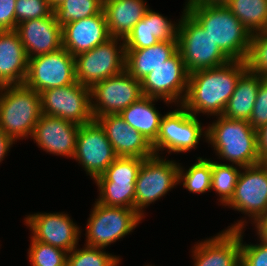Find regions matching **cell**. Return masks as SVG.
<instances>
[{"mask_svg": "<svg viewBox=\"0 0 267 266\" xmlns=\"http://www.w3.org/2000/svg\"><path fill=\"white\" fill-rule=\"evenodd\" d=\"M247 69L245 61L228 63L189 74L186 96L182 106L191 114L221 116L234 92L240 75Z\"/></svg>", "mask_w": 267, "mask_h": 266, "instance_id": "obj_1", "label": "cell"}, {"mask_svg": "<svg viewBox=\"0 0 267 266\" xmlns=\"http://www.w3.org/2000/svg\"><path fill=\"white\" fill-rule=\"evenodd\" d=\"M185 10L207 31L214 44L230 59L245 61L252 33L226 5L187 0Z\"/></svg>", "mask_w": 267, "mask_h": 266, "instance_id": "obj_2", "label": "cell"}, {"mask_svg": "<svg viewBox=\"0 0 267 266\" xmlns=\"http://www.w3.org/2000/svg\"><path fill=\"white\" fill-rule=\"evenodd\" d=\"M207 127V143L218 159L241 167L260 163L257 130L247 120L216 116Z\"/></svg>", "mask_w": 267, "mask_h": 266, "instance_id": "obj_3", "label": "cell"}, {"mask_svg": "<svg viewBox=\"0 0 267 266\" xmlns=\"http://www.w3.org/2000/svg\"><path fill=\"white\" fill-rule=\"evenodd\" d=\"M42 115L40 94L22 85L0 88V128L14 142L31 138Z\"/></svg>", "mask_w": 267, "mask_h": 266, "instance_id": "obj_4", "label": "cell"}, {"mask_svg": "<svg viewBox=\"0 0 267 266\" xmlns=\"http://www.w3.org/2000/svg\"><path fill=\"white\" fill-rule=\"evenodd\" d=\"M177 21L178 51L190 73L222 66L230 59L218 48L207 31L183 8Z\"/></svg>", "mask_w": 267, "mask_h": 266, "instance_id": "obj_5", "label": "cell"}, {"mask_svg": "<svg viewBox=\"0 0 267 266\" xmlns=\"http://www.w3.org/2000/svg\"><path fill=\"white\" fill-rule=\"evenodd\" d=\"M86 224L84 245L106 248L129 235L144 219L135 209L109 207L95 201Z\"/></svg>", "mask_w": 267, "mask_h": 266, "instance_id": "obj_6", "label": "cell"}, {"mask_svg": "<svg viewBox=\"0 0 267 266\" xmlns=\"http://www.w3.org/2000/svg\"><path fill=\"white\" fill-rule=\"evenodd\" d=\"M179 107V108H178ZM164 114L156 141L152 144L155 155L188 153L196 149L201 137L207 141V127L204 128L197 116L182 105ZM161 151V153H159Z\"/></svg>", "mask_w": 267, "mask_h": 266, "instance_id": "obj_7", "label": "cell"}, {"mask_svg": "<svg viewBox=\"0 0 267 266\" xmlns=\"http://www.w3.org/2000/svg\"><path fill=\"white\" fill-rule=\"evenodd\" d=\"M144 159L117 157L94 182L98 186V203L109 207L135 209L136 179Z\"/></svg>", "mask_w": 267, "mask_h": 266, "instance_id": "obj_8", "label": "cell"}, {"mask_svg": "<svg viewBox=\"0 0 267 266\" xmlns=\"http://www.w3.org/2000/svg\"><path fill=\"white\" fill-rule=\"evenodd\" d=\"M178 169V162L161 155L144 159L135 183V210L143 218L146 207L179 185Z\"/></svg>", "mask_w": 267, "mask_h": 266, "instance_id": "obj_9", "label": "cell"}, {"mask_svg": "<svg viewBox=\"0 0 267 266\" xmlns=\"http://www.w3.org/2000/svg\"><path fill=\"white\" fill-rule=\"evenodd\" d=\"M120 42V43H119ZM76 81L92 87L125 70L124 39L111 37L95 48L75 56Z\"/></svg>", "mask_w": 267, "mask_h": 266, "instance_id": "obj_10", "label": "cell"}, {"mask_svg": "<svg viewBox=\"0 0 267 266\" xmlns=\"http://www.w3.org/2000/svg\"><path fill=\"white\" fill-rule=\"evenodd\" d=\"M76 81L75 56L65 48L28 60L24 85L41 93L42 91L65 87Z\"/></svg>", "mask_w": 267, "mask_h": 266, "instance_id": "obj_11", "label": "cell"}, {"mask_svg": "<svg viewBox=\"0 0 267 266\" xmlns=\"http://www.w3.org/2000/svg\"><path fill=\"white\" fill-rule=\"evenodd\" d=\"M42 114L62 118L77 125L94 120L91 110V89L78 81L65 87L40 93Z\"/></svg>", "mask_w": 267, "mask_h": 266, "instance_id": "obj_12", "label": "cell"}, {"mask_svg": "<svg viewBox=\"0 0 267 266\" xmlns=\"http://www.w3.org/2000/svg\"><path fill=\"white\" fill-rule=\"evenodd\" d=\"M140 82L143 96L161 99L167 105L179 106L186 96L189 72L177 51Z\"/></svg>", "mask_w": 267, "mask_h": 266, "instance_id": "obj_13", "label": "cell"}, {"mask_svg": "<svg viewBox=\"0 0 267 266\" xmlns=\"http://www.w3.org/2000/svg\"><path fill=\"white\" fill-rule=\"evenodd\" d=\"M93 117L119 114L142 96L141 82L126 70L95 83L91 88Z\"/></svg>", "mask_w": 267, "mask_h": 266, "instance_id": "obj_14", "label": "cell"}, {"mask_svg": "<svg viewBox=\"0 0 267 266\" xmlns=\"http://www.w3.org/2000/svg\"><path fill=\"white\" fill-rule=\"evenodd\" d=\"M224 206L247 215L251 224L265 216L267 214V163L242 167L234 193Z\"/></svg>", "mask_w": 267, "mask_h": 266, "instance_id": "obj_15", "label": "cell"}, {"mask_svg": "<svg viewBox=\"0 0 267 266\" xmlns=\"http://www.w3.org/2000/svg\"><path fill=\"white\" fill-rule=\"evenodd\" d=\"M117 157L104 129L96 120L79 127L72 159L82 166L91 179L100 176Z\"/></svg>", "mask_w": 267, "mask_h": 266, "instance_id": "obj_16", "label": "cell"}, {"mask_svg": "<svg viewBox=\"0 0 267 266\" xmlns=\"http://www.w3.org/2000/svg\"><path fill=\"white\" fill-rule=\"evenodd\" d=\"M24 223L31 231L35 241L50 244L66 252L73 250L79 242L82 230L64 212L29 214Z\"/></svg>", "mask_w": 267, "mask_h": 266, "instance_id": "obj_17", "label": "cell"}, {"mask_svg": "<svg viewBox=\"0 0 267 266\" xmlns=\"http://www.w3.org/2000/svg\"><path fill=\"white\" fill-rule=\"evenodd\" d=\"M80 125L42 114L34 127L31 139L37 146L53 155L72 159Z\"/></svg>", "mask_w": 267, "mask_h": 266, "instance_id": "obj_18", "label": "cell"}, {"mask_svg": "<svg viewBox=\"0 0 267 266\" xmlns=\"http://www.w3.org/2000/svg\"><path fill=\"white\" fill-rule=\"evenodd\" d=\"M191 249L194 266H241L240 229H223Z\"/></svg>", "mask_w": 267, "mask_h": 266, "instance_id": "obj_19", "label": "cell"}, {"mask_svg": "<svg viewBox=\"0 0 267 266\" xmlns=\"http://www.w3.org/2000/svg\"><path fill=\"white\" fill-rule=\"evenodd\" d=\"M104 129L118 157H138L141 159L155 155L152 144L136 129L127 124L120 114H106L95 117Z\"/></svg>", "mask_w": 267, "mask_h": 266, "instance_id": "obj_20", "label": "cell"}, {"mask_svg": "<svg viewBox=\"0 0 267 266\" xmlns=\"http://www.w3.org/2000/svg\"><path fill=\"white\" fill-rule=\"evenodd\" d=\"M16 31L28 59L63 47L62 27L57 23L54 13L49 17L24 21L17 25Z\"/></svg>", "mask_w": 267, "mask_h": 266, "instance_id": "obj_21", "label": "cell"}, {"mask_svg": "<svg viewBox=\"0 0 267 266\" xmlns=\"http://www.w3.org/2000/svg\"><path fill=\"white\" fill-rule=\"evenodd\" d=\"M63 48L76 56L89 51L111 38L105 13L70 22L62 27Z\"/></svg>", "mask_w": 267, "mask_h": 266, "instance_id": "obj_22", "label": "cell"}, {"mask_svg": "<svg viewBox=\"0 0 267 266\" xmlns=\"http://www.w3.org/2000/svg\"><path fill=\"white\" fill-rule=\"evenodd\" d=\"M28 60L18 32L0 31V86L24 84Z\"/></svg>", "mask_w": 267, "mask_h": 266, "instance_id": "obj_23", "label": "cell"}, {"mask_svg": "<svg viewBox=\"0 0 267 266\" xmlns=\"http://www.w3.org/2000/svg\"><path fill=\"white\" fill-rule=\"evenodd\" d=\"M146 2V0H103V11L110 36L125 39L149 9Z\"/></svg>", "mask_w": 267, "mask_h": 266, "instance_id": "obj_24", "label": "cell"}, {"mask_svg": "<svg viewBox=\"0 0 267 266\" xmlns=\"http://www.w3.org/2000/svg\"><path fill=\"white\" fill-rule=\"evenodd\" d=\"M178 51L177 40L160 41L143 49L125 50V70L141 81Z\"/></svg>", "mask_w": 267, "mask_h": 266, "instance_id": "obj_25", "label": "cell"}, {"mask_svg": "<svg viewBox=\"0 0 267 266\" xmlns=\"http://www.w3.org/2000/svg\"><path fill=\"white\" fill-rule=\"evenodd\" d=\"M158 98L142 96L119 114L132 128L140 132L151 144L156 141L159 126L164 115L156 110Z\"/></svg>", "mask_w": 267, "mask_h": 266, "instance_id": "obj_26", "label": "cell"}, {"mask_svg": "<svg viewBox=\"0 0 267 266\" xmlns=\"http://www.w3.org/2000/svg\"><path fill=\"white\" fill-rule=\"evenodd\" d=\"M260 76L246 69L239 77L223 116L249 121L259 90Z\"/></svg>", "mask_w": 267, "mask_h": 266, "instance_id": "obj_27", "label": "cell"}, {"mask_svg": "<svg viewBox=\"0 0 267 266\" xmlns=\"http://www.w3.org/2000/svg\"><path fill=\"white\" fill-rule=\"evenodd\" d=\"M226 6L250 33L266 31L267 0H230Z\"/></svg>", "mask_w": 267, "mask_h": 266, "instance_id": "obj_28", "label": "cell"}, {"mask_svg": "<svg viewBox=\"0 0 267 266\" xmlns=\"http://www.w3.org/2000/svg\"><path fill=\"white\" fill-rule=\"evenodd\" d=\"M180 164L178 184L183 183V188L194 194H204L211 190L212 160L197 157V161L186 170Z\"/></svg>", "mask_w": 267, "mask_h": 266, "instance_id": "obj_29", "label": "cell"}, {"mask_svg": "<svg viewBox=\"0 0 267 266\" xmlns=\"http://www.w3.org/2000/svg\"><path fill=\"white\" fill-rule=\"evenodd\" d=\"M242 167L212 160L211 190L218 194L221 205H225L234 193Z\"/></svg>", "mask_w": 267, "mask_h": 266, "instance_id": "obj_30", "label": "cell"}, {"mask_svg": "<svg viewBox=\"0 0 267 266\" xmlns=\"http://www.w3.org/2000/svg\"><path fill=\"white\" fill-rule=\"evenodd\" d=\"M103 10V0H65L54 9L57 23L66 24L99 14Z\"/></svg>", "mask_w": 267, "mask_h": 266, "instance_id": "obj_31", "label": "cell"}, {"mask_svg": "<svg viewBox=\"0 0 267 266\" xmlns=\"http://www.w3.org/2000/svg\"><path fill=\"white\" fill-rule=\"evenodd\" d=\"M105 248L77 246L67 255L66 266H119L120 256L108 253Z\"/></svg>", "mask_w": 267, "mask_h": 266, "instance_id": "obj_32", "label": "cell"}, {"mask_svg": "<svg viewBox=\"0 0 267 266\" xmlns=\"http://www.w3.org/2000/svg\"><path fill=\"white\" fill-rule=\"evenodd\" d=\"M28 260L31 266H66L68 252L30 237Z\"/></svg>", "mask_w": 267, "mask_h": 266, "instance_id": "obj_33", "label": "cell"}, {"mask_svg": "<svg viewBox=\"0 0 267 266\" xmlns=\"http://www.w3.org/2000/svg\"><path fill=\"white\" fill-rule=\"evenodd\" d=\"M247 223L248 220H243L242 218L226 228V230L240 229L241 266H267V245L260 241H258L259 244H252L251 242L247 244L243 242L244 228Z\"/></svg>", "mask_w": 267, "mask_h": 266, "instance_id": "obj_34", "label": "cell"}, {"mask_svg": "<svg viewBox=\"0 0 267 266\" xmlns=\"http://www.w3.org/2000/svg\"><path fill=\"white\" fill-rule=\"evenodd\" d=\"M245 63L249 71L261 77H267V31L251 35Z\"/></svg>", "mask_w": 267, "mask_h": 266, "instance_id": "obj_35", "label": "cell"}, {"mask_svg": "<svg viewBox=\"0 0 267 266\" xmlns=\"http://www.w3.org/2000/svg\"><path fill=\"white\" fill-rule=\"evenodd\" d=\"M158 42L160 41L151 35L148 9L145 16L135 24L124 39L125 50L143 49L156 45Z\"/></svg>", "mask_w": 267, "mask_h": 266, "instance_id": "obj_36", "label": "cell"}, {"mask_svg": "<svg viewBox=\"0 0 267 266\" xmlns=\"http://www.w3.org/2000/svg\"><path fill=\"white\" fill-rule=\"evenodd\" d=\"M54 13L49 0H16L15 16L17 25L42 17H49Z\"/></svg>", "mask_w": 267, "mask_h": 266, "instance_id": "obj_37", "label": "cell"}, {"mask_svg": "<svg viewBox=\"0 0 267 266\" xmlns=\"http://www.w3.org/2000/svg\"><path fill=\"white\" fill-rule=\"evenodd\" d=\"M151 35L159 41L177 40L178 23L149 8Z\"/></svg>", "mask_w": 267, "mask_h": 266, "instance_id": "obj_38", "label": "cell"}, {"mask_svg": "<svg viewBox=\"0 0 267 266\" xmlns=\"http://www.w3.org/2000/svg\"><path fill=\"white\" fill-rule=\"evenodd\" d=\"M248 122L255 130L267 123V77L260 76L259 90Z\"/></svg>", "mask_w": 267, "mask_h": 266, "instance_id": "obj_39", "label": "cell"}, {"mask_svg": "<svg viewBox=\"0 0 267 266\" xmlns=\"http://www.w3.org/2000/svg\"><path fill=\"white\" fill-rule=\"evenodd\" d=\"M16 0H0V31L16 30Z\"/></svg>", "mask_w": 267, "mask_h": 266, "instance_id": "obj_40", "label": "cell"}, {"mask_svg": "<svg viewBox=\"0 0 267 266\" xmlns=\"http://www.w3.org/2000/svg\"><path fill=\"white\" fill-rule=\"evenodd\" d=\"M257 141L260 163H267V123L257 129Z\"/></svg>", "mask_w": 267, "mask_h": 266, "instance_id": "obj_41", "label": "cell"}, {"mask_svg": "<svg viewBox=\"0 0 267 266\" xmlns=\"http://www.w3.org/2000/svg\"><path fill=\"white\" fill-rule=\"evenodd\" d=\"M252 225L255 226L258 240L267 245V214L258 218Z\"/></svg>", "mask_w": 267, "mask_h": 266, "instance_id": "obj_42", "label": "cell"}, {"mask_svg": "<svg viewBox=\"0 0 267 266\" xmlns=\"http://www.w3.org/2000/svg\"><path fill=\"white\" fill-rule=\"evenodd\" d=\"M13 144L15 142L0 128V162L8 155Z\"/></svg>", "mask_w": 267, "mask_h": 266, "instance_id": "obj_43", "label": "cell"}, {"mask_svg": "<svg viewBox=\"0 0 267 266\" xmlns=\"http://www.w3.org/2000/svg\"><path fill=\"white\" fill-rule=\"evenodd\" d=\"M202 4L208 5H226L230 0H198Z\"/></svg>", "mask_w": 267, "mask_h": 266, "instance_id": "obj_44", "label": "cell"}, {"mask_svg": "<svg viewBox=\"0 0 267 266\" xmlns=\"http://www.w3.org/2000/svg\"><path fill=\"white\" fill-rule=\"evenodd\" d=\"M63 1H65V0H49L50 5H51V7L53 8V10H54L57 6H59Z\"/></svg>", "mask_w": 267, "mask_h": 266, "instance_id": "obj_45", "label": "cell"}]
</instances>
